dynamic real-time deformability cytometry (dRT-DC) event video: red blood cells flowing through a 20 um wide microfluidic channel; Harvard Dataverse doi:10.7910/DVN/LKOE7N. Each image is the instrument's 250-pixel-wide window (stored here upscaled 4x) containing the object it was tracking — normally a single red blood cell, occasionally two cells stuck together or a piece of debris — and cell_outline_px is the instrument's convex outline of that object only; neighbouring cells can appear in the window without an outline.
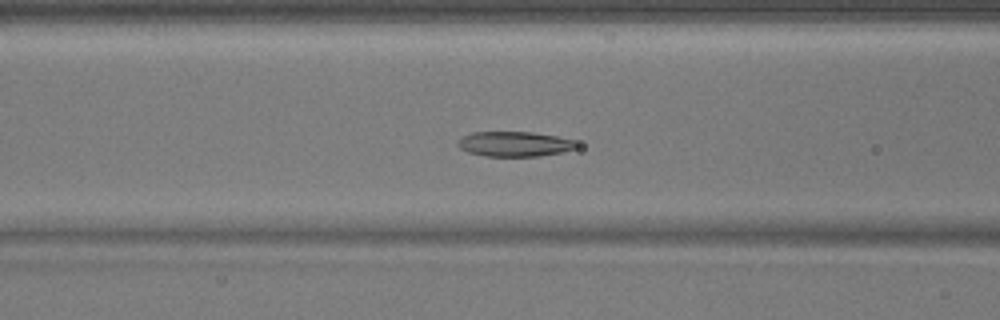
{"species": "common noctule bat (a hibernating species)", "species_latin": "Nyctalus noctula", "temperature_condition": "warm", "stored_images_in_passage": 52, "camera_frame_rate_fps": 3000, "um_per_image_px": 0.085, "animal": {"sex": "male", "body_mass_g": 17.9}, "frame": {"image": 1, "passage_image": 22, "time_ms": 7.0, "image_size_px": [1000, 320], "cell_outline_px": [[580, 144], [576, 148], [560, 152], [540, 156], [488, 156], [468, 152], [460, 148], [456, 144], [456, 140], [472, 132], [532, 132], [556, 136], [576, 140]], "centroid_in_image_um": [43.74, 12.23], "position_along_channel_um": 122.9, "area_um2": 17.34}}
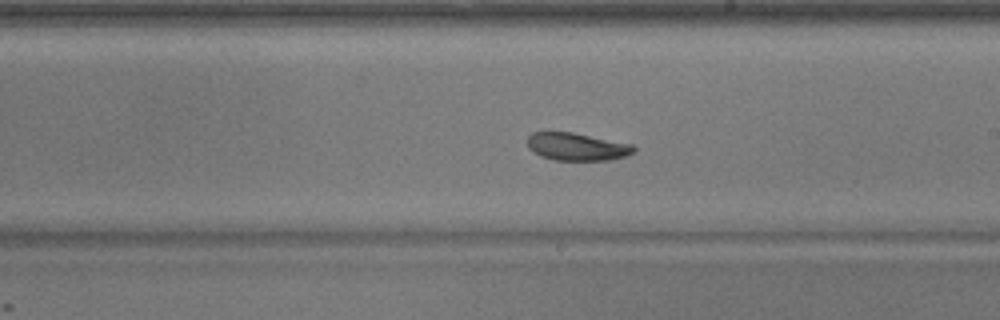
{"frame": {"image": 2, "passage_image": 31, "time_ms": 10.0, "image_size_px": [1000, 320], "cell_outline_px": [[636, 148], [632, 152], [624, 156], [608, 160], [556, 160], [540, 156], [532, 152], [528, 148], [528, 136], [532, 132], [572, 132], [632, 144]], "centroid_in_image_um": [48.99, 12.46], "position_along_channel_um": 240.0, "area_um2": 17.05}}
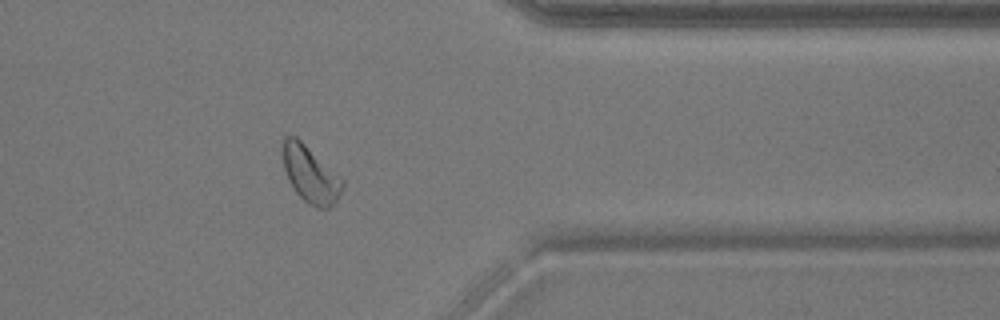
{"frame": {"image": 3, "passage_image": 43, "time_ms": 14.0, "image_size_px": [1000, 320], "cell_outline_px": [[344, 188], [336, 200], [328, 208], [316, 208], [308, 204], [296, 192], [288, 180], [284, 168], [284, 136], [296, 136], [340, 176], [344, 180]], "centroid_in_image_um": [26.41, 14.84], "position_along_channel_um": 385.0, "area_um2": 19.36}}